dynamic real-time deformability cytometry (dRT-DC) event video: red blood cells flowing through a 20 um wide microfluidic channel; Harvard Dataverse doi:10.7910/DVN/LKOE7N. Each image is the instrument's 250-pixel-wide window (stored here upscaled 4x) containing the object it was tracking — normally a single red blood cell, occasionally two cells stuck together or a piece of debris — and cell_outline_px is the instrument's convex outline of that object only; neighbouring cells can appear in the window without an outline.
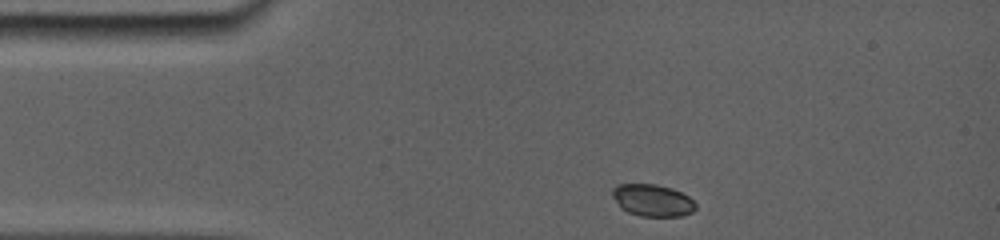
{"species": "common noctule bat (a hibernating species)", "species_latin": "Nyctalus noctula", "temperature_condition": "room temperature", "stored_images_in_passage": 28, "camera_frame_rate_fps": 5000, "um_per_image_px": 0.085, "animal": {"sex": "female", "body_mass_g": 19.0, "forearm_length_mm": 56.7}, "frame": {"image": 1, "passage_image": 1, "time_ms": 0.0, "image_size_px": [1000, 240], "cell_outline_px": [[696, 208], [692, 212], [680, 216], [640, 216], [628, 212], [620, 208], [612, 196], [612, 188], [616, 184], [656, 184], [672, 188], [688, 196], [696, 204]], "centroid_in_image_um": [55.43, 17.02], "position_along_channel_um": 29.6, "area_um2": 15.61}}
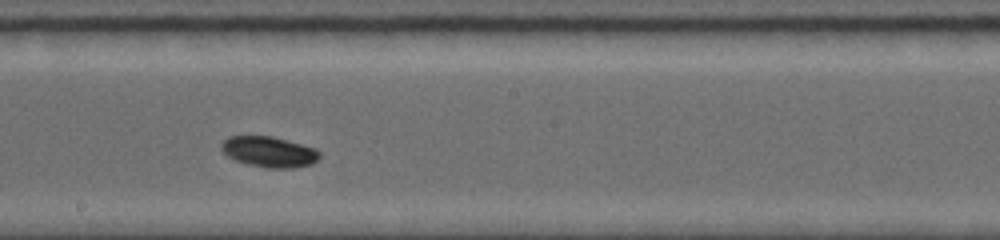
{"frame": {"image": 2, "passage_image": 16, "time_ms": 6.2, "image_size_px": [1000, 240], "cell_outline_px": [[320, 156], [312, 164], [292, 168], [268, 168], [248, 164], [236, 160], [228, 156], [220, 148], [220, 144], [228, 136], [272, 136], [316, 148], [320, 152]], "centroid_in_image_um": [22.87, 12.9], "position_along_channel_um": 225.3, "area_um2": 17.51}}
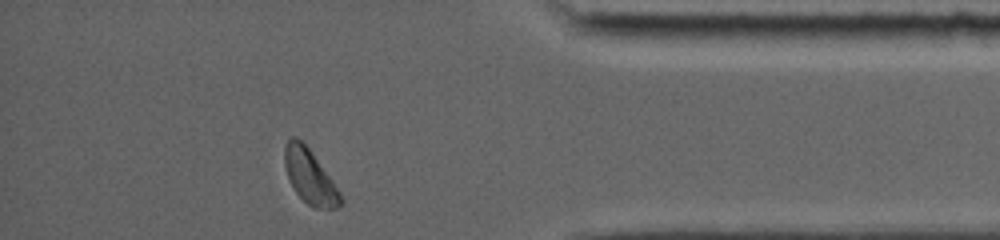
{"frame": {"image": 3, "passage_image": 28, "time_ms": 11.4, "image_size_px": [1000, 240], "cell_outline_px": [[344, 200], [336, 208], [312, 208], [296, 192], [288, 176], [284, 164], [284, 144], [292, 136], [296, 136], [308, 148], [332, 180], [340, 192]], "centroid_in_image_um": [26.33, 15.0], "position_along_channel_um": 408.9, "area_um2": 17.34}, "authors_computed_cell_mechanics": {"area_um2": 17.1955, "velocity_mm_per_s": 3.8234, "shape_relaxation_time_tau1_ms": 1.1784, "shape_relaxation_time_tau2_ms": null, "deformation_change_tau1": 0.069, "deformation_change_tau2": null}}